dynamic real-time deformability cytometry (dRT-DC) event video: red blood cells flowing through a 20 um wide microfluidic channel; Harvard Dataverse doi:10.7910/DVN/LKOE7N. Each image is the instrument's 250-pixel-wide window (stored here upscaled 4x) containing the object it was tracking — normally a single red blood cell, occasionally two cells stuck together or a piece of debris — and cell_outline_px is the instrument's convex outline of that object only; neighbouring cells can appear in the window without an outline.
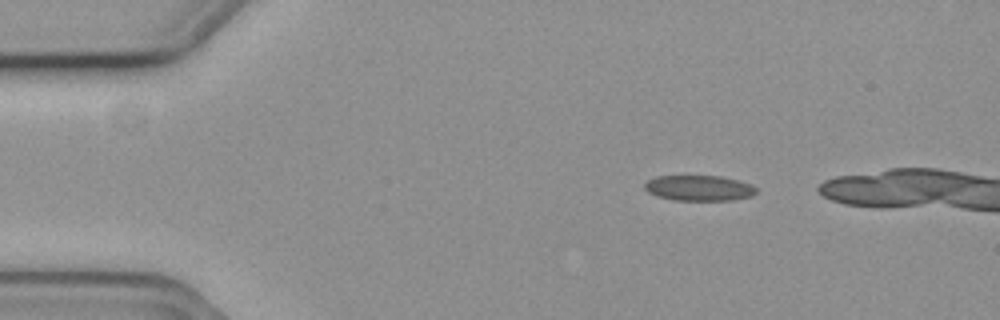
{"species": "common noctule bat (a hibernating species)", "species_latin": "Nyctalus noctula", "temperature_condition": "cold", "stored_images_in_passage": 40, "camera_frame_rate_fps": 3000, "um_per_image_px": 0.085, "animal": {"sex": "female", "body_mass_g": 19.3, "forearm_length_mm": 54.1}, "frame": {"image": 1, "passage_image": 1, "time_ms": 0.0, "image_size_px": [1000, 320], "cell_outline_px": [[756, 192], [752, 196], [732, 200], [676, 200], [656, 196], [648, 192], [644, 188], [644, 184], [648, 180], [656, 176], [720, 176], [752, 184], [756, 188]], "centroid_in_image_um": [59.41, 15.98], "position_along_channel_um": 25.6, "area_um2": 16.53}}
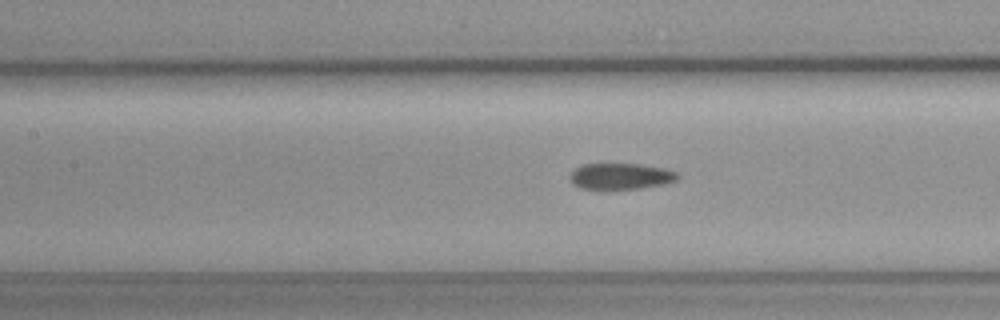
{"frame": {"image": 2, "passage_image": 17, "time_ms": 5.333, "image_size_px": [1000, 320], "cell_outline_px": [[680, 176], [676, 180], [660, 184], [640, 188], [608, 192], [600, 192], [580, 188], [572, 184], [568, 176], [576, 168], [584, 164], [640, 164], [664, 168], [676, 172]], "centroid_in_image_um": [52.67, 15.03], "position_along_channel_um": 154.7, "area_um2": 17.05}}
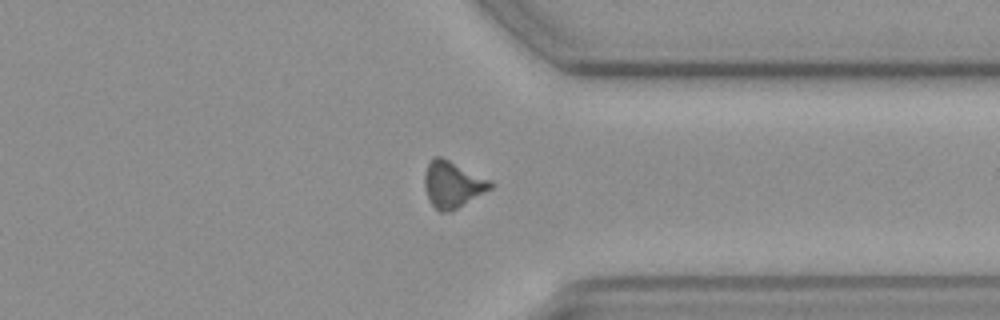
{"frame": {"image": 3, "passage_image": 35, "time_ms": 11.333, "image_size_px": [1000, 320], "cell_outline_px": [[492, 188], [452, 212], [440, 212], [432, 204], [424, 188], [424, 176], [428, 164], [432, 156], [440, 156], [492, 180]], "centroid_in_image_um": [38.47, 15.68], "position_along_channel_um": 372.9, "area_um2": 17.86}}